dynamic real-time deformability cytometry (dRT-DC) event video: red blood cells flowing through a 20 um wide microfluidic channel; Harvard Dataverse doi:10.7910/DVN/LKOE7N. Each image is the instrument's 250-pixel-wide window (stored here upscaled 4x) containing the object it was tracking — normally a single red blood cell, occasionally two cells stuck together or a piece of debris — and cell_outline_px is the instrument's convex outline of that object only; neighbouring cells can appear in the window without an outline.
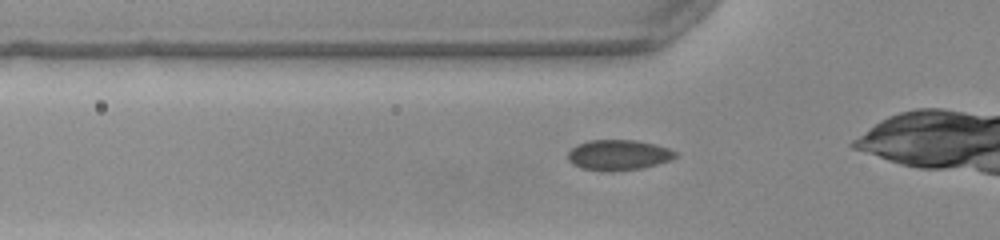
{"species": "common noctule bat (a hibernating species)", "species_latin": "Nyctalus noctula", "temperature_condition": "warm", "stored_images_in_passage": 31, "camera_frame_rate_fps": 3000, "um_per_image_px": 0.085, "animal": {"sex": "female", "body_mass_g": 22.0, "forearm_length_mm": 56.7}, "frame": {"image": 1, "passage_image": 7, "time_ms": 2.0, "image_size_px": [1000, 240], "cell_outline_px": [[676, 156], [668, 160], [644, 168], [616, 172], [608, 172], [580, 168], [568, 160], [568, 152], [576, 144], [588, 140], [636, 140], [656, 144], [668, 148], [676, 152]], "centroid_in_image_um": [52.53, 13.18], "position_along_channel_um": 73.3, "area_um2": 19.25}}
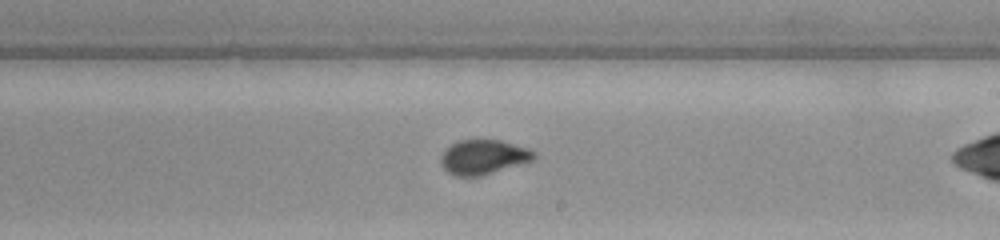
{"frame": {"image": 2, "passage_image": 20, "time_ms": 6.333, "image_size_px": [1000, 240], "cell_outline_px": [[536, 156], [532, 160], [480, 176], [456, 176], [448, 172], [444, 168], [440, 160], [440, 156], [452, 144], [460, 140], [500, 140], [528, 148], [536, 152]], "centroid_in_image_um": [41.09, 13.34], "position_along_channel_um": 247.9, "area_um2": 18.44}}
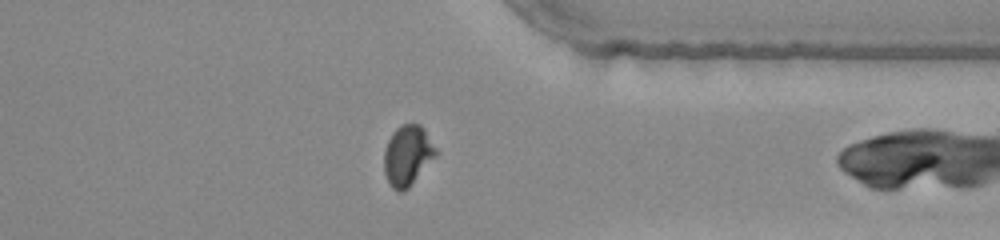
{"frame": {"image": 3, "passage_image": 30, "time_ms": 9.667, "image_size_px": [1000, 240], "cell_outline_px": [[440, 152], [408, 188], [404, 192], [396, 192], [392, 188], [384, 172], [384, 152], [388, 140], [392, 132], [400, 124], [420, 124], [424, 128]], "centroid_in_image_um": [34.66, 13.21], "position_along_channel_um": 376.7, "area_um2": 18.5}}